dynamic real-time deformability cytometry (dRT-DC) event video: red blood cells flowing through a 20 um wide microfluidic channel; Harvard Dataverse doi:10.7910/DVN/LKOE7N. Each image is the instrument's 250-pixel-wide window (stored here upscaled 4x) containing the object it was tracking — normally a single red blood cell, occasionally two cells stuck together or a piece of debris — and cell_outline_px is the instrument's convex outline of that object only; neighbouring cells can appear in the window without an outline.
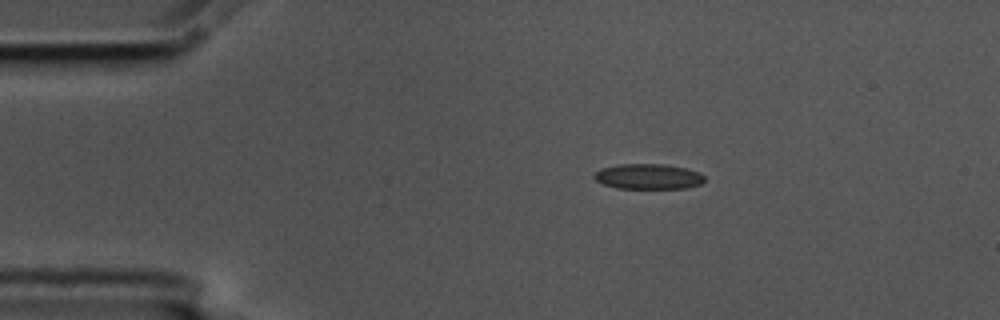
{"species": "common noctule bat (a hibernating species)", "species_latin": "Nyctalus noctula", "temperature_condition": "cold", "stored_images_in_passage": 47, "camera_frame_rate_fps": 3000, "um_per_image_px": 0.085, "animal": {"sex": "male", "body_mass_g": 17.5, "forearm_length_mm": 52.3}, "frame": {"image": 1, "passage_image": 1, "time_ms": 0.0, "image_size_px": [1000, 320], "cell_outline_px": [[704, 180], [700, 184], [684, 188], [616, 188], [604, 184], [596, 180], [592, 176], [600, 168], [616, 164], [664, 164], [684, 168], [700, 172], [704, 176]], "centroid_in_image_um": [55.07, 14.99], "position_along_channel_um": 29.9, "area_um2": 16.24}}
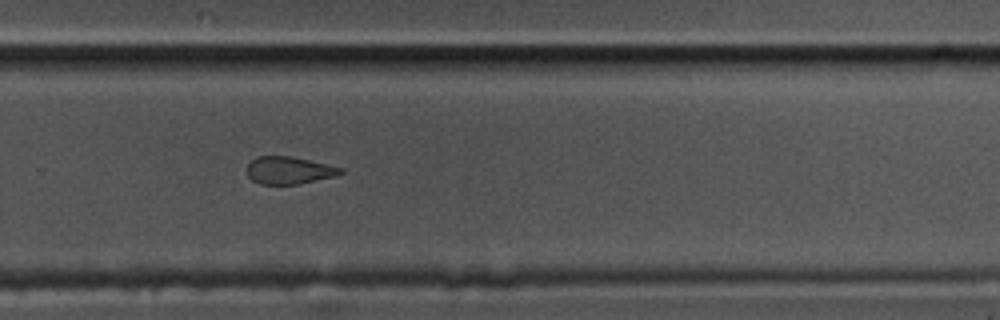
{"frame": {"image": 2, "passage_image": 28, "time_ms": 9.0, "image_size_px": [1000, 320], "cell_outline_px": [[344, 172], [336, 176], [300, 184], [260, 184], [252, 180], [248, 176], [248, 164], [256, 156], [292, 156], [344, 168]], "centroid_in_image_um": [24.59, 14.48], "position_along_channel_um": 305.2, "area_um2": 15.03}}
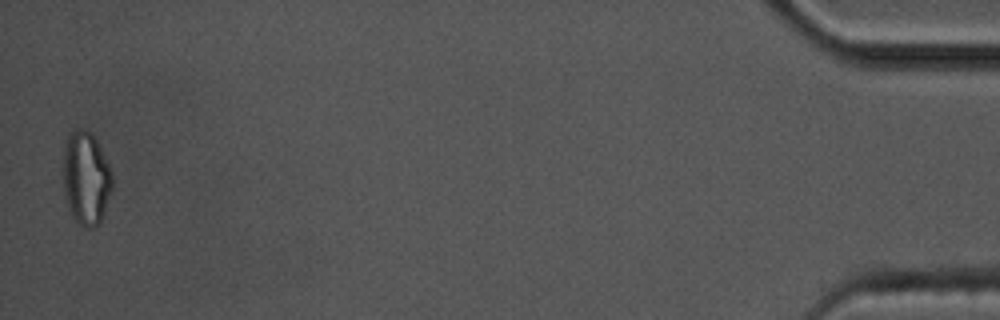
{"frame": {"image": 3, "passage_image": 46, "time_ms": 15.0, "image_size_px": [1000, 320], "cell_outline_px": [[112, 188], [100, 224], [92, 228], [84, 228], [72, 216], [68, 208], [64, 192], [64, 144], [68, 132], [80, 128], [84, 128], [92, 132], [112, 172]], "centroid_in_image_um": [7.31, 15.14], "position_along_channel_um": 427.9, "area_um2": 26.82}, "authors_computed_cell_mechanics": {"area_um2": 16.3574, "velocity_mm_per_s": 3.6024, "shape_relaxation_time_tau1_ms": null, "shape_relaxation_time_tau2_ms": 2.4318, "deformation_change_tau1": null, "deformation_change_tau2": 0.0967}}